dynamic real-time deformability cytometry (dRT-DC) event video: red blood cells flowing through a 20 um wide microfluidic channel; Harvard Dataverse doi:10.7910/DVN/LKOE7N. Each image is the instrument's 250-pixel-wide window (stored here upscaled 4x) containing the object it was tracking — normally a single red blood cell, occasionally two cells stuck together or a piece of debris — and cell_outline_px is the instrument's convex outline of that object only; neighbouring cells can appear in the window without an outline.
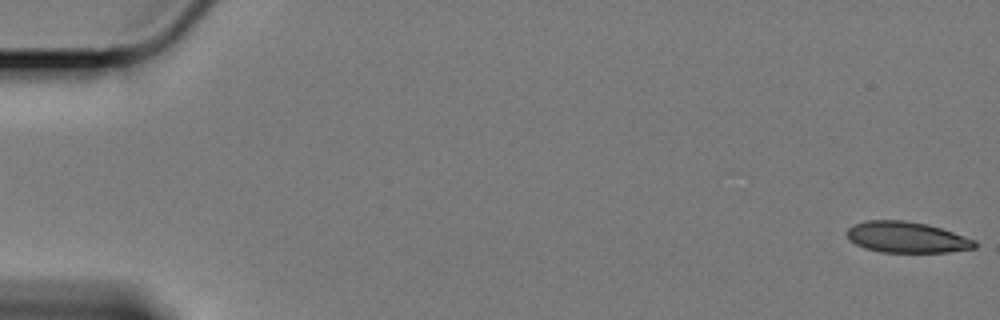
{"species": "Egyptian fruit bat (a non-hibernating species)", "species_latin": "Rousettus aegyptiacus", "temperature_condition": "cold", "stored_images_in_passage": 60, "camera_frame_rate_fps": 3000, "um_per_image_px": 0.085, "animal": {"sex": "female"}, "frame": {"image": 1, "passage_image": 1, "time_ms": 0.0, "image_size_px": [1000, 320], "cell_outline_px": [[976, 248], [948, 252], [880, 252], [864, 248], [848, 240], [844, 232], [848, 228], [856, 224], [868, 220], [904, 220], [928, 224], [976, 240]], "centroid_in_image_um": [77.04, 20.17], "position_along_channel_um": 8.0, "area_um2": 23.18}}
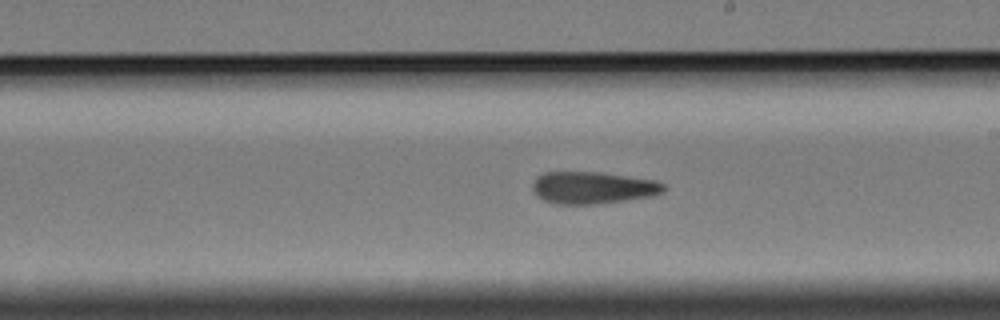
{"frame": {"image": 2, "passage_image": 35, "time_ms": 11.333, "image_size_px": [1000, 320], "cell_outline_px": [[668, 188], [664, 192], [652, 196], [596, 204], [556, 204], [544, 200], [532, 188], [532, 184], [536, 176], [544, 172], [600, 172], [656, 180], [664, 184]], "centroid_in_image_um": [50.42, 15.94], "position_along_channel_um": 238.6, "area_um2": 24.57}}
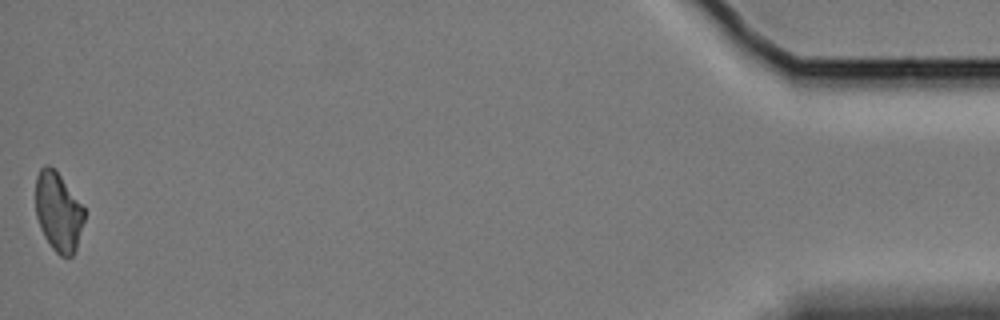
{"frame": {"image": 3, "passage_image": 60, "time_ms": 19.667, "image_size_px": [1000, 320], "cell_outline_px": [[84, 220], [76, 248], [72, 256], [60, 256], [52, 248], [44, 236], [40, 228], [36, 216], [36, 176], [40, 168], [44, 164], [48, 164], [60, 176], [84, 208]], "centroid_in_image_um": [4.93, 18.01], "position_along_channel_um": 430.3, "area_um2": 22.14}, "authors_computed_cell_mechanics": {"area_um2": 24.3049, "velocity_mm_per_s": 3.3518, "shape_relaxation_time_tau1_ms": 11.1994, "shape_relaxation_time_tau2_ms": 5.479, "deformation_change_tau1": 0.1745, "deformation_change_tau2": 0.1287}}